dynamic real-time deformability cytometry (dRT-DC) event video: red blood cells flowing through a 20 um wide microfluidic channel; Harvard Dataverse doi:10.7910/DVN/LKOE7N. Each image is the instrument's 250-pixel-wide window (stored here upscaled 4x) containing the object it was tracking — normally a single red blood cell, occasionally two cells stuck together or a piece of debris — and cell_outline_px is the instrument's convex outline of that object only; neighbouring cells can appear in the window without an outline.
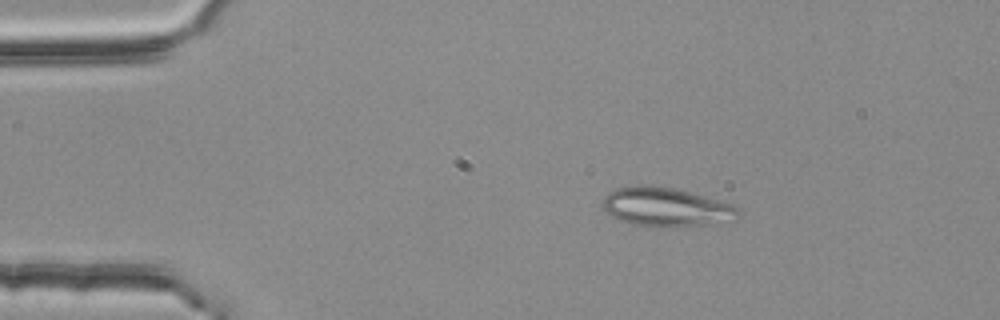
{"species": "common noctule bat (a hibernating species)", "species_latin": "Nyctalus noctula", "temperature_condition": "room temperature", "stored_images_in_passage": 2, "camera_frame_rate_fps": 3000, "um_per_image_px": 0.085, "animal": {"sex": "female", "body_mass_g": 25.1}, "frame": {"image": 1, "passage_image": 1, "time_ms": 0.0, "image_size_px": [1000, 320], "cell_outline_px": [[740, 212], [736, 220], [716, 224], [632, 224], [620, 220], [612, 216], [600, 204], [604, 196], [608, 192], [616, 188], [640, 184], [672, 188], [688, 192], [732, 204]], "centroid_in_image_um": [56.58, 17.56], "position_along_channel_um": 28.4, "area_um2": 29.77}}